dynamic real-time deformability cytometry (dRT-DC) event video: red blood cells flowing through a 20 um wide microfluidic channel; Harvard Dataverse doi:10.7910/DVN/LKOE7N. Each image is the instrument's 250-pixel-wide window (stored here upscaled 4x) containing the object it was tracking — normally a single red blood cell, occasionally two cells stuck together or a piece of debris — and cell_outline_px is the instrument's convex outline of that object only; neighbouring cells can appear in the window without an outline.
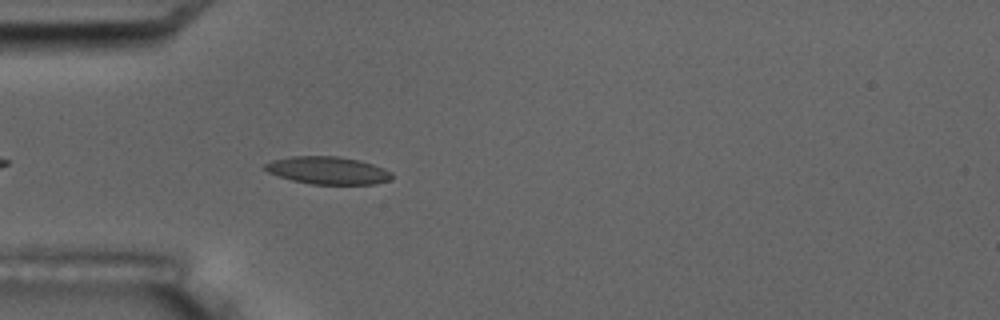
{"species": "common noctule bat (a hibernating species)", "species_latin": "Nyctalus noctula", "temperature_condition": "room temperature", "stored_images_in_passage": 2, "camera_frame_rate_fps": 3000, "um_per_image_px": 0.085, "animal": {"sex": "male", "body_mass_g": 17.5, "forearm_length_mm": 52.3}, "frame": {"image": 1, "passage_image": 2, "time_ms": 1.333, "image_size_px": [1000, 320], "cell_outline_px": [[392, 180], [376, 184], [312, 184], [292, 180], [268, 172], [264, 168], [264, 164], [272, 160], [292, 156], [340, 156], [360, 160], [384, 168], [392, 172]], "centroid_in_image_um": [27.9, 14.48], "position_along_channel_um": 57.1, "area_um2": 20.46}}